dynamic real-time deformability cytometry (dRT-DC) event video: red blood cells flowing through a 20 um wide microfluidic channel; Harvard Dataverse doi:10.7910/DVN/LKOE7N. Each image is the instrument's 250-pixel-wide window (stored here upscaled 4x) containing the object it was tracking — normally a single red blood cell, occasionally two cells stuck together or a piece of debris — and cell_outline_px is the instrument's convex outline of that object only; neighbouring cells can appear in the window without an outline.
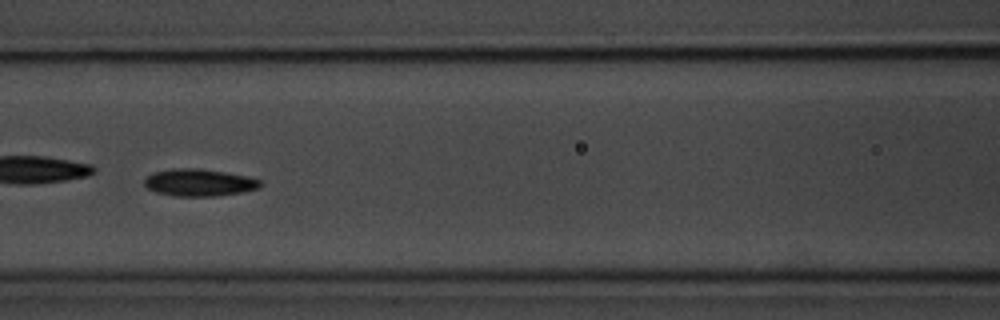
{"species": "common noctule bat (a hibernating species)", "species_latin": "Nyctalus noctula", "temperature_condition": "room temperature", "stored_images_in_passage": 55, "camera_frame_rate_fps": 3000, "um_per_image_px": 0.085, "animal": {"sex": "male", "body_mass_g": 20.1, "forearm_length_mm": 53.5}, "frame": {"image": 1, "passage_image": 24, "time_ms": 7.667, "image_size_px": [1000, 320], "cell_outline_px": [[260, 188], [240, 192], [216, 196], [176, 196], [156, 192], [148, 188], [144, 184], [144, 180], [152, 172], [172, 168], [200, 168], [248, 176], [260, 180]], "centroid_in_image_um": [16.9, 15.51], "position_along_channel_um": 149.7, "area_um2": 18.32}}
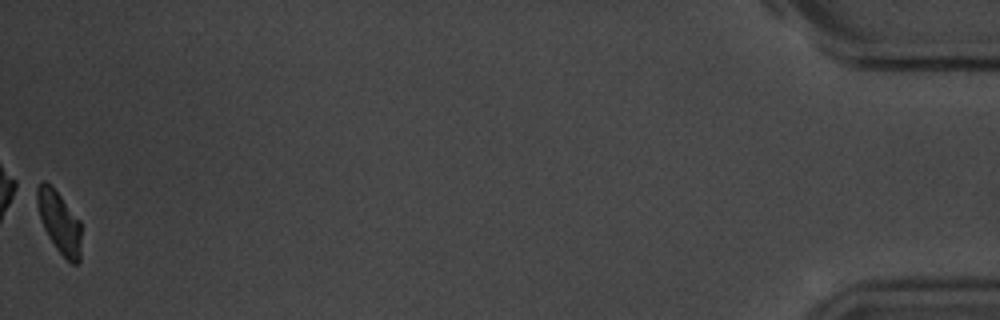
{"frame": {"image": 2, "passage_image": 55, "time_ms": 18.0, "image_size_px": [1000, 320], "cell_outline_px": [[80, 260], [76, 264], [72, 264], [56, 248], [48, 236], [40, 220], [32, 188], [44, 180], [60, 196], [80, 220]], "centroid_in_image_um": [4.98, 18.84], "position_along_channel_um": 430.2, "area_um2": 16.01}, "authors_computed_cell_mechanics": {"area_um2": 17.1666, "velocity_mm_per_s": 3.6514, "shape_relaxation_time_tau1_ms": 2.3275, "shape_relaxation_time_tau2_ms": 4.7827, "deformation_change_tau1": 0.0956, "deformation_change_tau2": 0.0833}}